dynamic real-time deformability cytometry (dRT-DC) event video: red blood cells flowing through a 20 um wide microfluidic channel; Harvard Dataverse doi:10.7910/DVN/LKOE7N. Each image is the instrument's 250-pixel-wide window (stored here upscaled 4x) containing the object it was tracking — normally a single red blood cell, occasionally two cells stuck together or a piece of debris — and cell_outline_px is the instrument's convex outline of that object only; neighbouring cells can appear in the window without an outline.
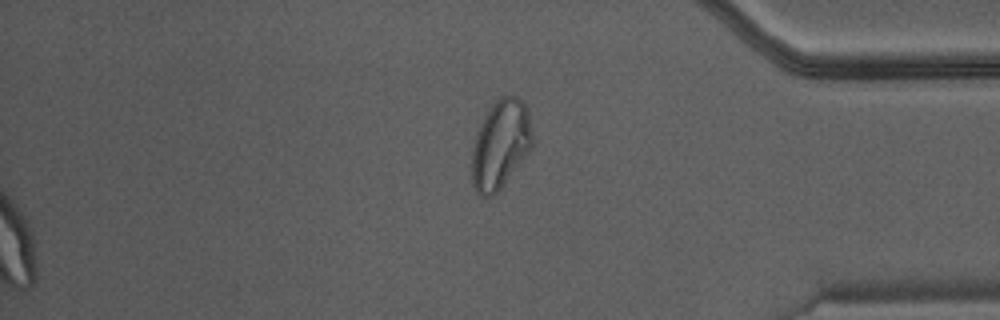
{"species": "Egyptian fruit bat (a non-hibernating species)", "species_latin": "Rousettus aegyptiacus", "temperature_condition": "warm", "stored_images_in_passage": 34, "camera_frame_rate_fps": 3000, "um_per_image_px": 0.085, "animal": {"sex": "male"}, "frame": {"image": 1, "passage_image": 34, "time_ms": 11.0, "image_size_px": [1000, 320], "cell_outline_px": [[532, 148], [500, 188], [492, 196], [480, 196], [476, 192], [472, 184], [472, 148], [480, 124], [492, 104], [500, 96], [516, 96], [524, 100], [528, 108], [532, 132]], "centroid_in_image_um": [42.55, 12.25], "position_along_channel_um": 392.7, "area_um2": 31.21}}